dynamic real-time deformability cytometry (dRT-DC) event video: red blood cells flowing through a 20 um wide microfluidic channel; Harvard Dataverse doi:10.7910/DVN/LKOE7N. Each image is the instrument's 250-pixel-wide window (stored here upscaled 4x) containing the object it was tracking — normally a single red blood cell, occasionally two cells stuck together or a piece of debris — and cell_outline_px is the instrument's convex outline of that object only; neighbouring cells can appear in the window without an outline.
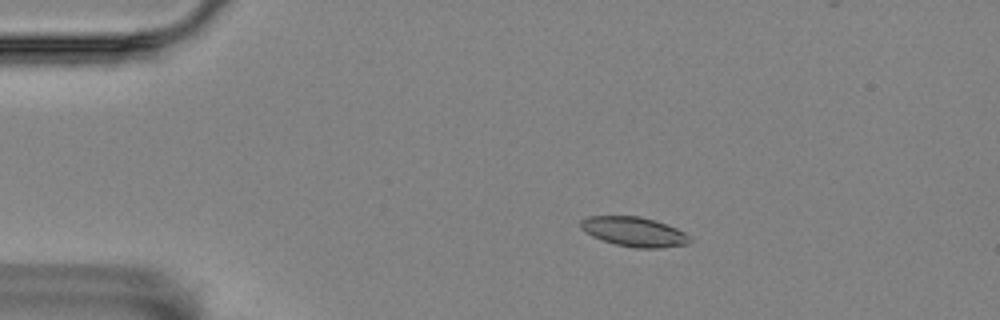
{"species": "Egyptian fruit bat (a non-hibernating species)", "species_latin": "Rousettus aegyptiacus", "temperature_condition": "room temperature", "stored_images_in_passage": 58, "camera_frame_rate_fps": 3000, "um_per_image_px": 0.085, "animal": {"sex": "female"}, "frame": {"image": 1, "passage_image": 11, "time_ms": 3.333, "image_size_px": [1000, 320], "cell_outline_px": [[692, 240], [688, 244], [664, 248], [636, 248], [616, 244], [592, 236], [584, 232], [580, 228], [580, 220], [588, 216], [640, 216], [656, 220], [676, 228], [684, 232]], "centroid_in_image_um": [53.9, 19.69], "position_along_channel_um": 31.1, "area_um2": 18.9}}
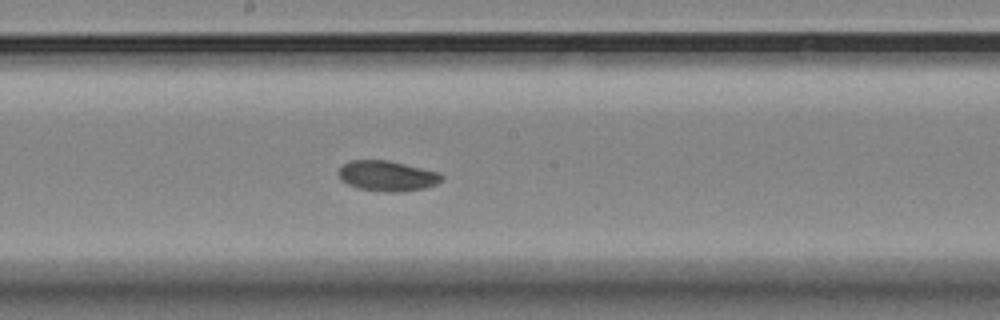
{"frame": {"image": 2, "passage_image": 31, "time_ms": 10.0, "image_size_px": [1000, 320], "cell_outline_px": [[444, 180], [436, 184], [424, 188], [400, 192], [380, 192], [360, 188], [348, 184], [340, 180], [336, 172], [344, 164], [352, 160], [388, 160], [440, 172], [444, 176]], "centroid_in_image_um": [32.92, 14.95], "position_along_channel_um": 215.3, "area_um2": 18.44}}
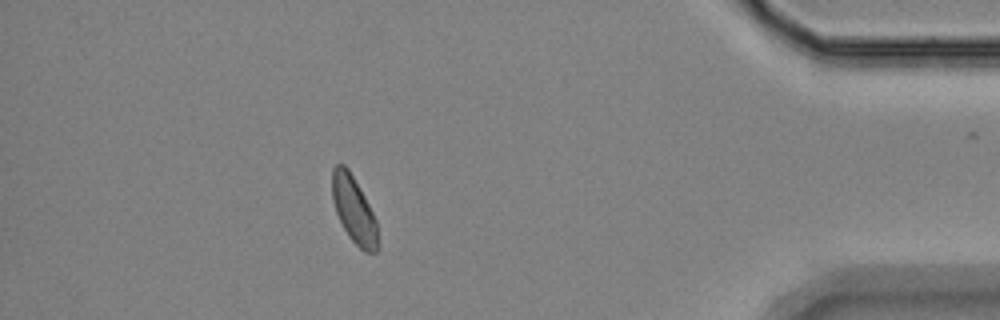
{"frame": {"image": 3, "passage_image": 51, "time_ms": 16.667, "image_size_px": [1000, 320], "cell_outline_px": [[380, 248], [376, 252], [364, 252], [348, 236], [336, 212], [332, 200], [332, 168], [336, 164], [344, 164], [348, 168], [364, 196], [376, 220]], "centroid_in_image_um": [30.09, 17.85], "position_along_channel_um": 405.1, "area_um2": 17.74}, "authors_computed_cell_mechanics": {"area_um2": 18.3226, "velocity_mm_per_s": 3.4995, "shape_relaxation_time_tau1_ms": 7.2325, "shape_relaxation_time_tau2_ms": 4.1176, "deformation_change_tau1": 0.1092, "deformation_change_tau2": 0.0503}}